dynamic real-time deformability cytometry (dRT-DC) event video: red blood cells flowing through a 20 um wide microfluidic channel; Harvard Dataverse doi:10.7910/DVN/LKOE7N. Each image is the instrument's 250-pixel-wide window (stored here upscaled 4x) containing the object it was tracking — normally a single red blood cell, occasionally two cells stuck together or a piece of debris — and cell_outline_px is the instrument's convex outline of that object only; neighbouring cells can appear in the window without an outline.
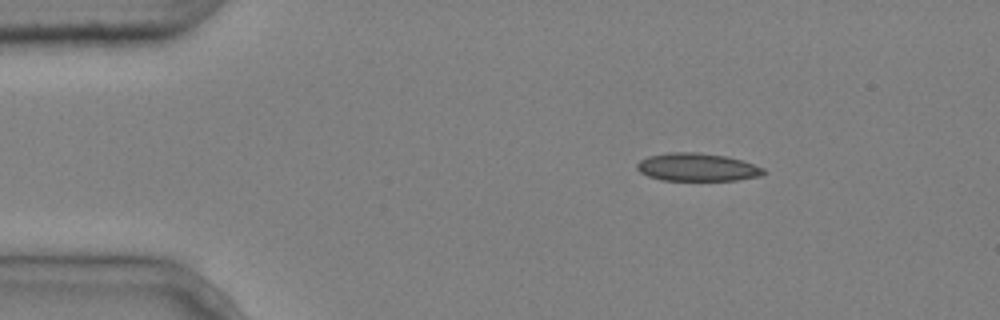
{"species": "common noctule bat (a hibernating species)", "species_latin": "Nyctalus noctula", "temperature_condition": "cold", "stored_images_in_passage": 2, "camera_frame_rate_fps": 3000, "um_per_image_px": 0.085, "animal": {"sex": "male", "body_mass_g": 20.4}, "frame": {"image": 1, "passage_image": 2, "time_ms": 0.333, "image_size_px": [1000, 320], "cell_outline_px": [[768, 172], [760, 176], [736, 180], [660, 180], [648, 176], [640, 172], [636, 168], [636, 164], [640, 160], [648, 156], [668, 152], [700, 152], [724, 156], [740, 160], [764, 168]], "centroid_in_image_um": [59.24, 14.21], "position_along_channel_um": 25.8, "area_um2": 20.63}}